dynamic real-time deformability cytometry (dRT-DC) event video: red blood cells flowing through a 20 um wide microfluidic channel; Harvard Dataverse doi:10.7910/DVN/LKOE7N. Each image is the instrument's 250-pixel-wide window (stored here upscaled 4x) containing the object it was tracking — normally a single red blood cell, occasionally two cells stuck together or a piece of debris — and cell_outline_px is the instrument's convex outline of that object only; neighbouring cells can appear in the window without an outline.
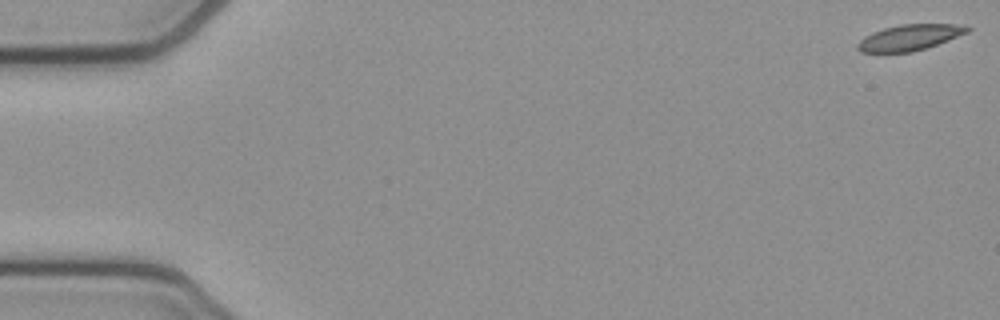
{"species": "common noctule bat (a hibernating species)", "species_latin": "Nyctalus noctula", "temperature_condition": "cold", "stored_images_in_passage": 54, "camera_frame_rate_fps": 3000, "um_per_image_px": 0.085, "animal": {"sex": "female", "body_mass_g": 21.9}, "frame": {"image": 1, "passage_image": 1, "time_ms": 0.0, "image_size_px": [1000, 320], "cell_outline_px": [[972, 28], [968, 32], [948, 40], [912, 52], [860, 52], [856, 48], [856, 44], [864, 36], [872, 32], [884, 28], [900, 24], [964, 24]], "centroid_in_image_um": [77.3, 3.17], "position_along_channel_um": 7.7, "area_um2": 16.53}}
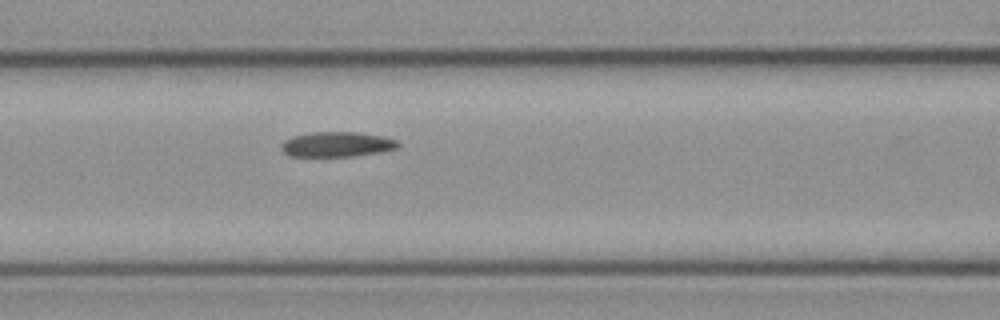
{"frame": {"image": 2, "passage_image": 23, "time_ms": 7.333, "image_size_px": [1000, 320], "cell_outline_px": [[400, 148], [380, 152], [356, 156], [288, 156], [280, 148], [280, 144], [284, 140], [292, 136], [312, 132], [356, 132], [380, 136], [396, 140], [400, 144]], "centroid_in_image_um": [28.62, 12.27], "position_along_channel_um": 138.0, "area_um2": 17.11}}
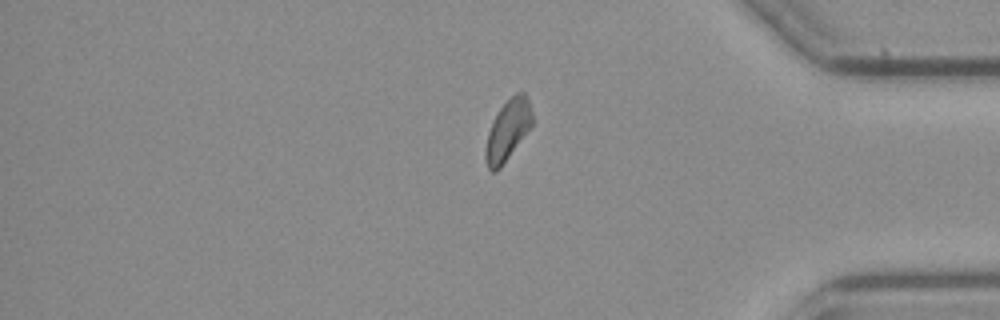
{"frame": {"image": 3, "passage_image": 45, "time_ms": 14.667, "image_size_px": [1000, 320], "cell_outline_px": [[532, 124], [500, 168], [496, 172], [492, 172], [488, 168], [484, 160], [484, 148], [488, 132], [492, 120], [500, 108], [516, 92], [524, 92], [528, 96], [532, 112]], "centroid_in_image_um": [43.12, 11.07], "position_along_channel_um": 392.1, "area_um2": 16.42}, "authors_computed_cell_mechanics": {"area_um2": 17.2244, "velocity_mm_per_s": 3.7999, "shape_relaxation_time_tau1_ms": 10.5858, "shape_relaxation_time_tau2_ms": null, "deformation_change_tau1": 0.1678, "deformation_change_tau2": null}}